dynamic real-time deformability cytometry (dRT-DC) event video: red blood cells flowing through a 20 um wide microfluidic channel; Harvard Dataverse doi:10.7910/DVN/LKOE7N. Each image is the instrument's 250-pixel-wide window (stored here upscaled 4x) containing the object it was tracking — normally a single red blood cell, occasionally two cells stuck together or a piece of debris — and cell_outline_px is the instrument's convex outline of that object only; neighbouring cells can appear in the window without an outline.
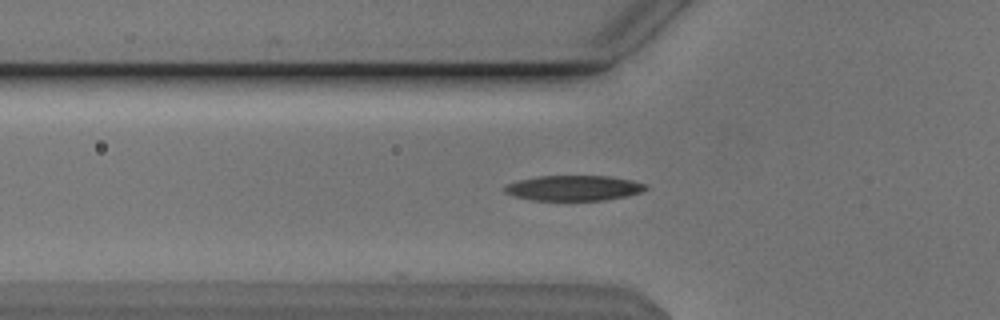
{"species": "Egyptian fruit bat (a non-hibernating species)", "species_latin": "Rousettus aegyptiacus", "temperature_condition": "cold", "stored_images_in_passage": 37, "camera_frame_rate_fps": 3000, "um_per_image_px": 0.085, "animal": {"sex": "male"}, "frame": {"image": 1, "passage_image": 2, "time_ms": 0.333, "image_size_px": [1000, 320], "cell_outline_px": [[648, 188], [640, 192], [624, 196], [604, 200], [532, 200], [512, 196], [504, 192], [504, 188], [508, 184], [520, 180], [540, 176], [612, 176], [632, 180], [644, 184]], "centroid_in_image_um": [48.75, 15.98], "position_along_channel_um": 77.0, "area_um2": 20.58}}
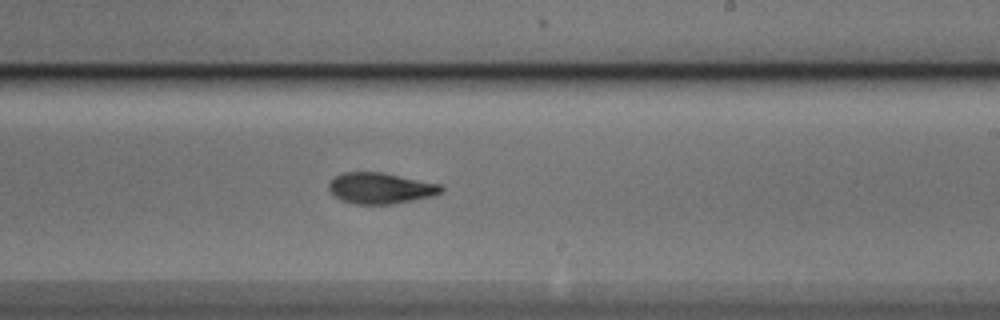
{"frame": {"image": 2, "passage_image": 16, "time_ms": 5.0, "image_size_px": [1000, 320], "cell_outline_px": [[444, 192], [432, 196], [392, 204], [356, 204], [340, 200], [328, 188], [328, 184], [336, 176], [344, 172], [380, 172], [440, 184], [444, 188]], "centroid_in_image_um": [32.35, 16.0], "position_along_channel_um": 256.6, "area_um2": 20.11}}
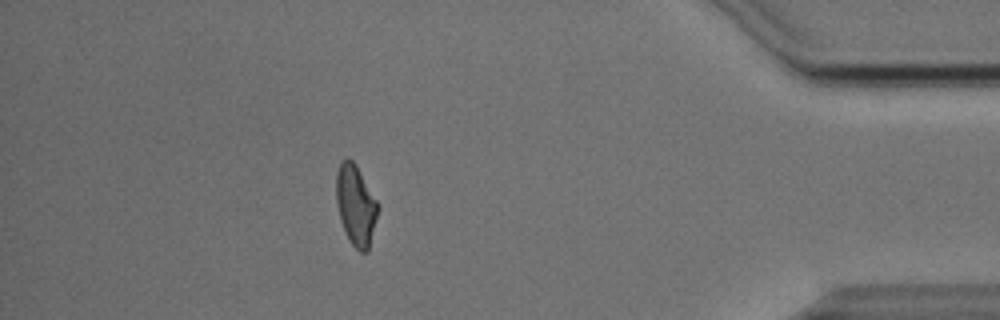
{"frame": {"image": 3, "passage_image": 31, "time_ms": 10.0, "image_size_px": [1000, 320], "cell_outline_px": [[380, 208], [368, 252], [360, 252], [348, 240], [340, 220], [336, 200], [336, 172], [340, 160], [352, 160], [356, 164], [380, 204]], "centroid_in_image_um": [30.26, 17.45], "position_along_channel_um": 404.9, "area_um2": 19.94}, "authors_computed_cell_mechanics": {"area_um2": 20.1144, "velocity_mm_per_s": 3.8446, "shape_relaxation_time_tau1_ms": 3.3869, "shape_relaxation_time_tau2_ms": 3.5141, "deformation_change_tau1": 0.1623, "deformation_change_tau2": 0.1223}}